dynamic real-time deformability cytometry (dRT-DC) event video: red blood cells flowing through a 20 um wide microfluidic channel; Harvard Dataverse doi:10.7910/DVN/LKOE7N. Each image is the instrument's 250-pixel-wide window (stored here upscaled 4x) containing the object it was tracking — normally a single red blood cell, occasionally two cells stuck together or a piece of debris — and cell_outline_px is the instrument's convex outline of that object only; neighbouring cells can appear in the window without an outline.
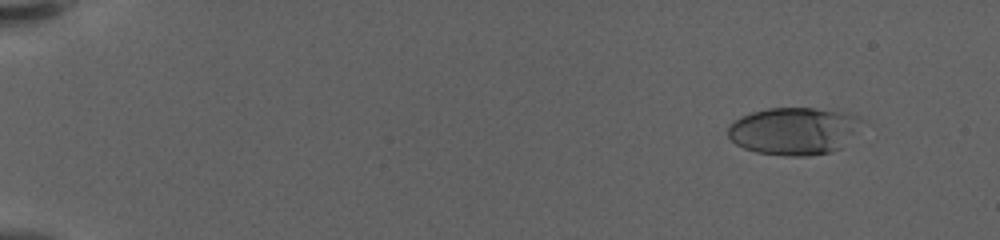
{"species": "human", "species_latin": "Homo sapiens", "temperature_condition": "warm", "stored_images_in_passage": 59, "camera_frame_rate_fps": 3000, "um_per_image_px": 0.085, "donor": {"sex": "female"}, "frame": {"image": 1, "passage_image": 6, "time_ms": 1.667, "image_size_px": [1000, 240], "cell_outline_px": [[864, 120], [840, 148], [828, 152], [808, 156], [788, 156], [756, 152], [744, 148], [736, 144], [728, 136], [728, 124], [740, 116], [752, 112], [768, 108], [812, 108], [836, 112], [856, 116]], "centroid_in_image_um": [67.4, 11.13], "position_along_channel_um": 17.6, "area_um2": 36.47}}
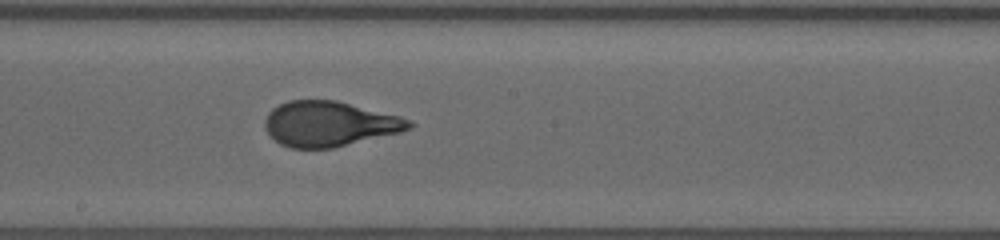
{"frame": {"image": 2, "passage_image": 35, "time_ms": 11.333, "image_size_px": [1000, 240], "cell_outline_px": [[416, 124], [412, 128], [400, 132], [332, 148], [292, 148], [280, 144], [264, 128], [264, 120], [268, 112], [272, 108], [288, 100], [336, 100], [400, 116]], "centroid_in_image_um": [27.98, 10.52], "position_along_channel_um": 220.2, "area_um2": 37.8}}
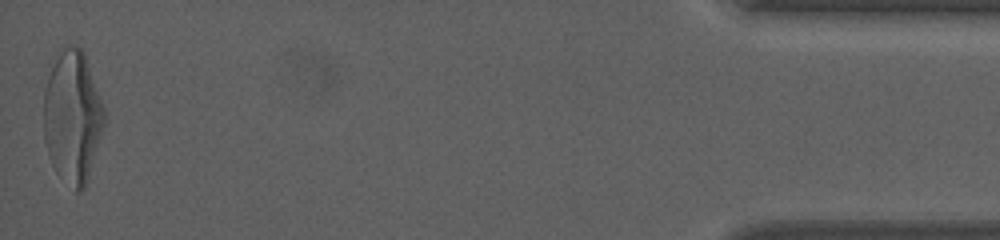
{"frame": {"image": 3, "passage_image": 59, "time_ms": 19.333, "image_size_px": [1000, 240], "cell_outline_px": [[104, 124], [88, 176], [84, 188], [80, 192], [76, 192], [56, 172], [52, 164], [44, 140], [44, 92], [48, 76], [56, 60], [64, 48], [68, 44], [72, 44], [80, 48], [84, 52], [104, 108]], "centroid_in_image_um": [6.15, 9.94], "position_along_channel_um": 429.0, "area_um2": 45.84}, "authors_computed_cell_mechanics": {"area_um2": 37.8012, "velocity_mm_per_s": 3.6122, "shape_relaxation_time_tau1_ms": 4.9837, "shape_relaxation_time_tau2_ms": null, "deformation_change_tau1": 0.2281, "deformation_change_tau2": null}}